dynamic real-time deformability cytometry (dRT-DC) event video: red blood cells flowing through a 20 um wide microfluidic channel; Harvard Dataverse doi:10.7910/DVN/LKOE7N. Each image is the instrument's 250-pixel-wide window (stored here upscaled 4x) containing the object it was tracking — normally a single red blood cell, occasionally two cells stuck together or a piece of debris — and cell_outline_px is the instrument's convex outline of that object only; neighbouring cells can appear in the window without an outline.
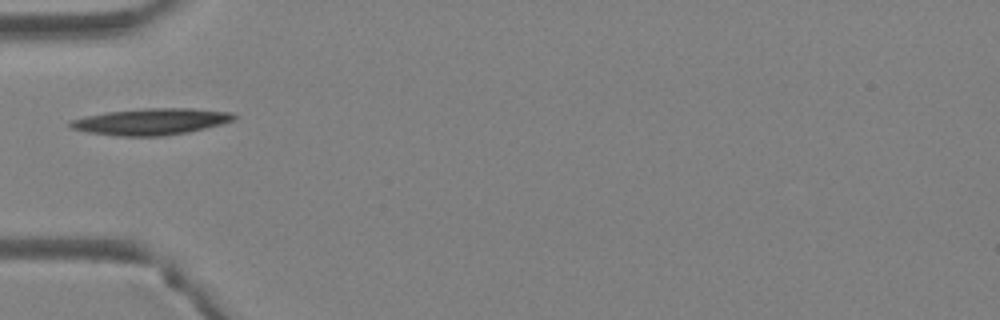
{"species": "Egyptian fruit bat (a non-hibernating species)", "species_latin": "Rousettus aegyptiacus", "temperature_condition": "warm", "stored_images_in_passage": 1, "camera_frame_rate_fps": 3000, "um_per_image_px": 0.085, "animal": {"sex": "female"}, "frame": {"image": 1, "passage_image": 1, "time_ms": 0.0, "image_size_px": [1000, 320], "cell_outline_px": [[240, 116], [232, 120], [220, 124], [188, 132], [164, 136], [116, 136], [88, 132], [72, 128], [68, 124], [72, 120], [84, 116], [108, 112], [144, 108], [192, 108], [232, 112]], "centroid_in_image_um": [12.86, 10.33], "position_along_channel_um": 72.1, "area_um2": 25.2}}